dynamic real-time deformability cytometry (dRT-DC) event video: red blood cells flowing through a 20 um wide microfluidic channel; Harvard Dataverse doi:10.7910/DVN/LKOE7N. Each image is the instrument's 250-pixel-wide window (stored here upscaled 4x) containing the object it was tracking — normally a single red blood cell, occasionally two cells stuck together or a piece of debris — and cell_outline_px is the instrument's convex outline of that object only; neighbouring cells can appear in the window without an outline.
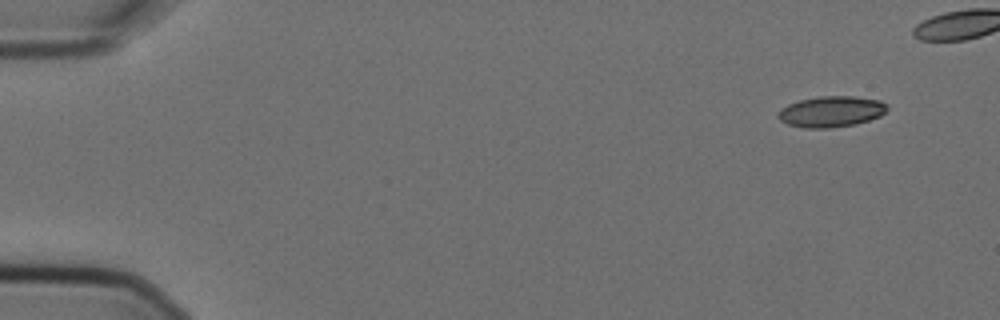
{"species": "Egyptian fruit bat (a non-hibernating species)", "species_latin": "Rousettus aegyptiacus", "temperature_condition": "cold", "stored_images_in_passage": 7, "segment_of_instrument_passage": [1, 2], "camera_frame_rate_fps": 3000, "um_per_image_px": 0.085, "animal": {"sex": "female"}, "frame": {"image": 1, "passage_image": 1, "time_ms": 0.0, "image_size_px": [1000, 320], "cell_outline_px": [[888, 108], [880, 116], [856, 124], [828, 128], [804, 128], [788, 124], [780, 120], [776, 116], [780, 108], [788, 104], [800, 100], [820, 96], [856, 96], [880, 100], [888, 104]], "centroid_in_image_um": [70.65, 9.48], "position_along_channel_um": 14.4, "area_um2": 19.77}}
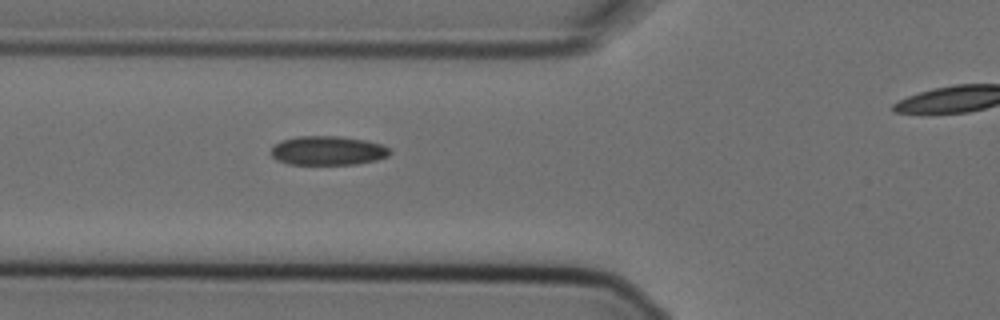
{"frame": {"image": 2, "passage_image": 6, "time_ms": 1.667, "image_size_px": [1000, 320], "cell_outline_px": [[392, 152], [388, 156], [376, 160], [356, 164], [288, 164], [276, 160], [268, 152], [280, 140], [296, 136], [340, 136], [364, 140], [380, 144], [388, 148]], "centroid_in_image_um": [27.82, 12.8], "position_along_channel_um": 98.0, "area_um2": 20.23}}